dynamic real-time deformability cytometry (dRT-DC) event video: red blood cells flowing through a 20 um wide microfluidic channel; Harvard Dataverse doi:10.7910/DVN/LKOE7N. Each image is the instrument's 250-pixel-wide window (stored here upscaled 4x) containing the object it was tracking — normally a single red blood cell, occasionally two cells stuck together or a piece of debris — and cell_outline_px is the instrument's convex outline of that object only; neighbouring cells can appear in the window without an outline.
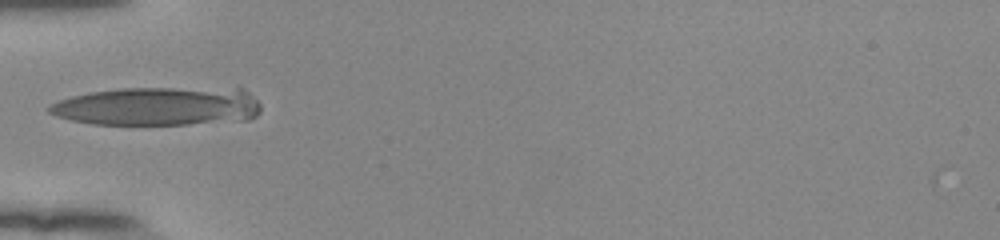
{"species": "human", "species_latin": "Homo sapiens", "temperature_condition": "room temperature", "stored_images_in_passage": 27, "camera_frame_rate_fps": 3000, "um_per_image_px": 0.085, "donor": {"sex": "female"}, "frame": {"image": 1, "passage_image": 1, "time_ms": 0.0, "image_size_px": [1000, 240], "cell_outline_px": [[260, 112], [256, 116], [248, 120], [188, 124], [92, 124], [72, 120], [56, 116], [48, 112], [44, 108], [60, 100], [72, 96], [88, 92], [124, 88], [244, 88], [260, 104]], "centroid_in_image_um": [13.45, 9.03], "position_along_channel_um": 71.6, "area_um2": 47.86}}